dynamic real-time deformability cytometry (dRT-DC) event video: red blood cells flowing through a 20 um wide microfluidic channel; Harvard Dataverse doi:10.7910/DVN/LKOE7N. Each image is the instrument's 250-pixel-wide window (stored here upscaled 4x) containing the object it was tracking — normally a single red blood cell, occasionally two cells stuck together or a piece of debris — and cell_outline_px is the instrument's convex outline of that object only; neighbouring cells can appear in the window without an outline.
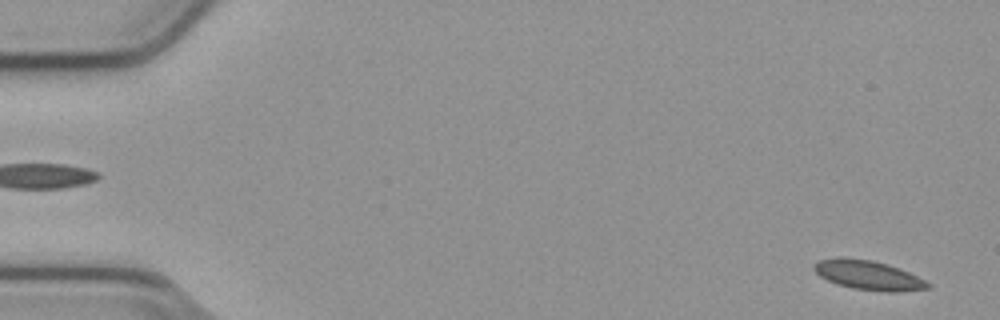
{"species": "common noctule bat (a hibernating species)", "species_latin": "Nyctalus noctula", "temperature_condition": "cold", "stored_images_in_passage": 17, "camera_frame_rate_fps": 3000, "um_per_image_px": 0.085, "animal": {"sex": "male", "body_mass_g": 23.1, "forearm_length_mm": 52.7}, "frame": {"image": 1, "passage_image": 2, "time_ms": 0.333, "image_size_px": [1000, 320], "cell_outline_px": [[932, 288], [896, 292], [884, 292], [852, 288], [836, 284], [820, 276], [812, 268], [812, 264], [820, 260], [872, 260], [888, 264], [908, 272], [932, 284]], "centroid_in_image_um": [73.87, 23.44], "position_along_channel_um": 11.1, "area_um2": 18.9}}
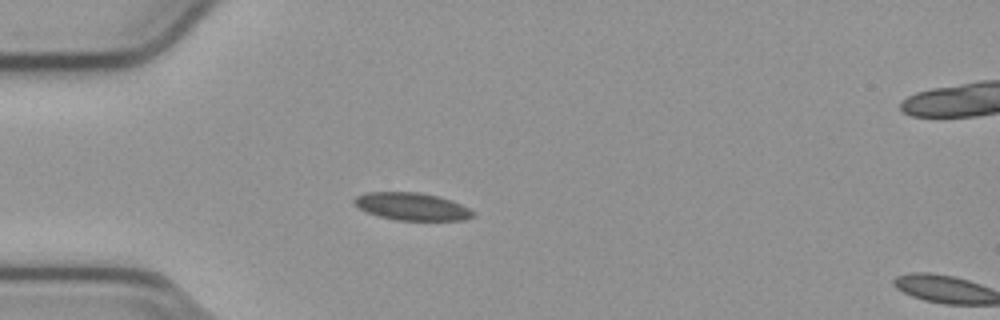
{"frame": {"image": 2, "passage_image": 15, "time_ms": 4.667, "image_size_px": [1000, 320], "cell_outline_px": [[476, 216], [464, 220], [396, 220], [380, 216], [368, 212], [352, 204], [352, 200], [356, 196], [364, 192], [420, 192], [440, 196], [452, 200], [476, 212]], "centroid_in_image_um": [35.02, 17.54], "position_along_channel_um": 50.0, "area_um2": 19.25}}